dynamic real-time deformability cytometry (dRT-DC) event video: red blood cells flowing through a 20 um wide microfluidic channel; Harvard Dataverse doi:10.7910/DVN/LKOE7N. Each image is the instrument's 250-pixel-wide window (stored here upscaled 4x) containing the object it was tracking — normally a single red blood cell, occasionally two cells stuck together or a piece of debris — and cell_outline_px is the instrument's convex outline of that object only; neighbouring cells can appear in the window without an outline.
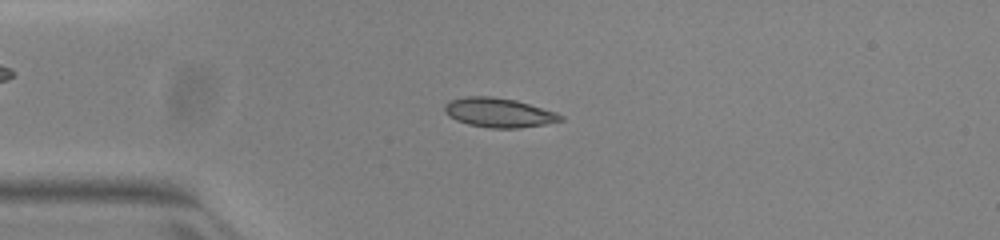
{"species": "common noctule bat (a hibernating species)", "species_latin": "Nyctalus noctula", "temperature_condition": "warm", "stored_images_in_passage": 45, "camera_frame_rate_fps": 3000, "um_per_image_px": 0.085, "animal": {"sex": "female", "body_mass_g": 23.0, "forearm_length_mm": 53.4}, "frame": {"image": 1, "passage_image": 7, "time_ms": 2.0, "image_size_px": [1000, 240], "cell_outline_px": [[564, 120], [544, 124], [520, 128], [488, 128], [468, 124], [456, 120], [448, 116], [444, 112], [444, 104], [448, 100], [468, 96], [492, 96], [516, 100], [556, 112], [564, 116]], "centroid_in_image_um": [42.37, 9.57], "position_along_channel_um": 42.6, "area_um2": 20.0}}
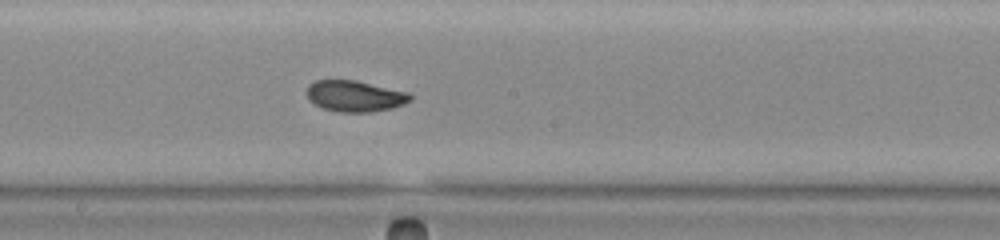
{"frame": {"image": 2, "passage_image": 22, "time_ms": 7.0, "image_size_px": [1000, 240], "cell_outline_px": [[412, 100], [404, 104], [392, 108], [368, 112], [340, 112], [324, 108], [308, 100], [308, 84], [316, 80], [356, 80], [408, 92], [412, 96]], "centroid_in_image_um": [30.19, 8.16], "position_along_channel_um": 218.0, "area_um2": 18.67}}
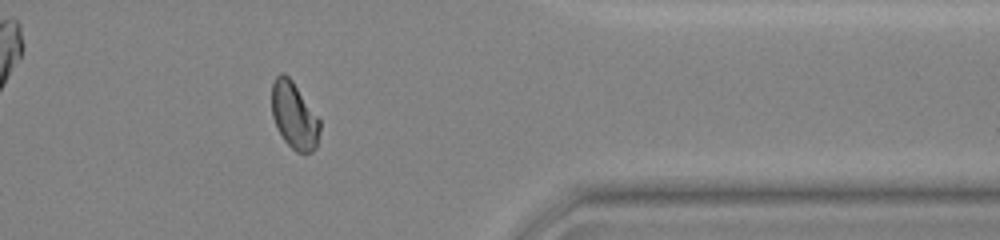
{"frame": {"image": 3, "passage_image": 36, "time_ms": 11.667, "image_size_px": [1000, 240], "cell_outline_px": [[320, 128], [316, 148], [312, 152], [296, 152], [284, 140], [276, 128], [272, 116], [272, 84], [276, 76], [280, 72], [284, 72], [292, 80], [320, 120]], "centroid_in_image_um": [24.99, 9.82], "position_along_channel_um": 386.4, "area_um2": 18.67}, "authors_computed_cell_mechanics": {"area_um2": 18.785, "velocity_mm_per_s": 3.9762, "shape_relaxation_time_tau1_ms": 7.0881, "shape_relaxation_time_tau2_ms": 1.8397, "deformation_change_tau1": 0.1745, "deformation_change_tau2": 0.0458}}